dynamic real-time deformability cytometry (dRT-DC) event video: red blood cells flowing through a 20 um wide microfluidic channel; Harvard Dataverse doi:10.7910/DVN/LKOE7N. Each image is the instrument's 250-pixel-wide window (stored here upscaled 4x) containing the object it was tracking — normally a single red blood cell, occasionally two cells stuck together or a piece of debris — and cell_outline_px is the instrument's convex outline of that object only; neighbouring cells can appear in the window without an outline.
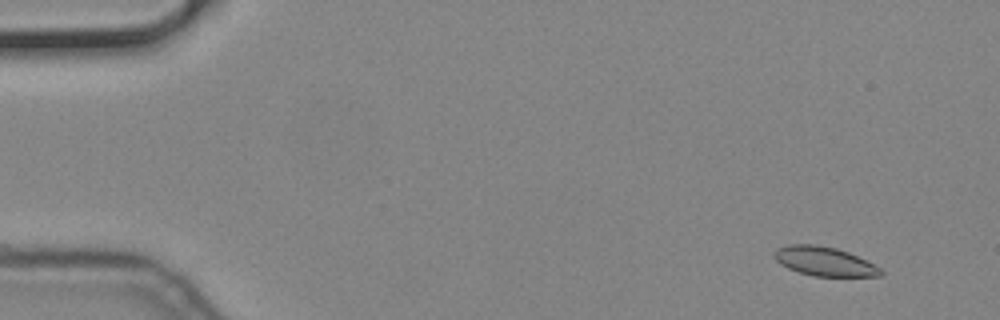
{"species": "common noctule bat (a hibernating species)", "species_latin": "Nyctalus noctula", "temperature_condition": "cold", "stored_images_in_passage": 8, "camera_frame_rate_fps": 3000, "um_per_image_px": 0.085, "animal": {"sex": "male", "body_mass_g": 19.2, "forearm_length_mm": 51.8}, "frame": {"image": 1, "passage_image": 1, "time_ms": 0.0, "image_size_px": [1000, 320], "cell_outline_px": [[884, 272], [880, 276], [812, 276], [788, 268], [780, 264], [776, 260], [772, 252], [776, 248], [788, 244], [816, 244], [836, 248], [848, 252], [880, 268]], "centroid_in_image_um": [70.01, 22.2], "position_along_channel_um": 15.0, "area_um2": 17.98}}
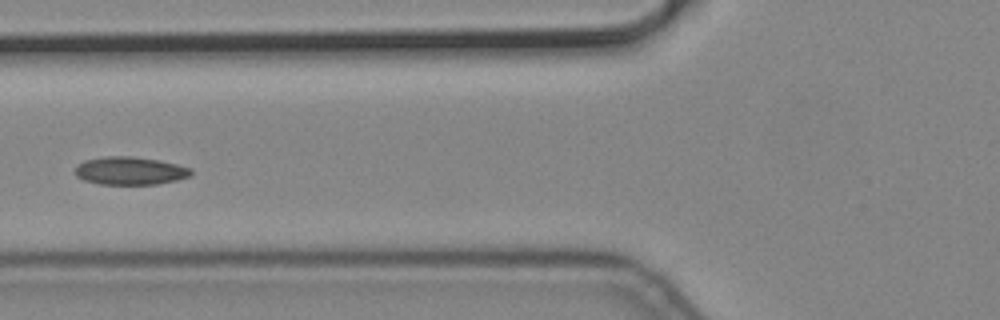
{"frame": {"image": 2, "passage_image": 6, "time_ms": 1.667, "image_size_px": [1000, 320], "cell_outline_px": [[192, 176], [176, 180], [156, 184], [100, 184], [84, 180], [76, 176], [76, 164], [84, 160], [104, 156], [132, 156], [160, 160], [192, 168]], "centroid_in_image_um": [11.06, 14.51], "position_along_channel_um": 114.7, "area_um2": 19.02}}
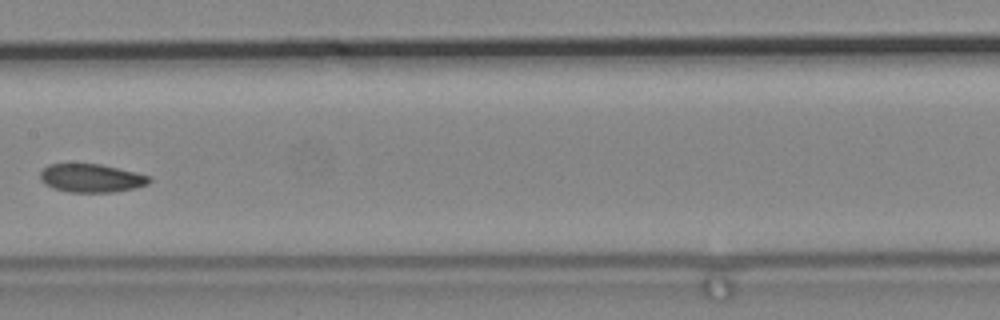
{"frame": {"image": 3, "passage_image": 8, "time_ms": 2.333, "image_size_px": [1000, 320], "cell_outline_px": [[152, 180], [148, 184], [116, 192], [68, 192], [52, 188], [44, 184], [40, 180], [40, 172], [48, 164], [100, 164], [136, 172], [152, 176]], "centroid_in_image_um": [7.76, 15.14], "position_along_channel_um": 199.6, "area_um2": 18.15}}